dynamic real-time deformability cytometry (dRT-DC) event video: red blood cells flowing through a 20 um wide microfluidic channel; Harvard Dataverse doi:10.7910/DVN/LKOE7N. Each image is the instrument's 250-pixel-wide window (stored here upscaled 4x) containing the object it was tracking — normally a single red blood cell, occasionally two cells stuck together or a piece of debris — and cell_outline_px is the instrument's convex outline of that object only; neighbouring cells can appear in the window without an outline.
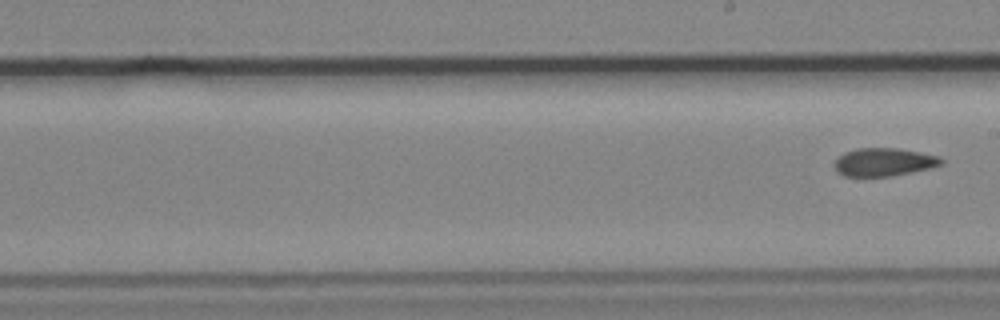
{"species": "common noctule bat (a hibernating species)", "species_latin": "Nyctalus noctula", "temperature_condition": "cold", "stored_images_in_passage": 9, "segment_of_instrument_passage": [2, 2], "camera_frame_rate_fps": 3000, "um_per_image_px": 0.085, "animal": {"sex": "male", "body_mass_g": 19.2, "forearm_length_mm": 51.8}, "frame": {"image": 1, "passage_image": 9, "time_ms": 2.667, "image_size_px": [1000, 320], "cell_outline_px": [[944, 164], [928, 168], [892, 176], [844, 176], [836, 172], [832, 164], [844, 152], [856, 148], [896, 148], [920, 152], [940, 156], [944, 160]], "centroid_in_image_um": [75.11, 13.77], "position_along_channel_um": 213.9, "area_um2": 17.57}}